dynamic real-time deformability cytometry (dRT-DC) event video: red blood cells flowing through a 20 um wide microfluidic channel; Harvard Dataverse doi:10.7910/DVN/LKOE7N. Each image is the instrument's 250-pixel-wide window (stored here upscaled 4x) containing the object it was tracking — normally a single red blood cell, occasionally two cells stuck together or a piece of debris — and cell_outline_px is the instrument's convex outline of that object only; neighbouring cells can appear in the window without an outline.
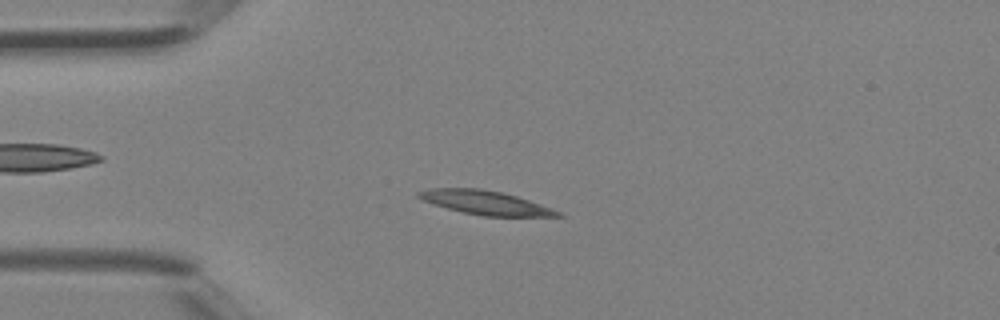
{"species": "Egyptian fruit bat (a non-hibernating species)", "species_latin": "Rousettus aegyptiacus", "temperature_condition": "room temperature", "stored_images_in_passage": 31, "camera_frame_rate_fps": 3000, "um_per_image_px": 0.085, "animal": {"sex": "female"}, "frame": {"image": 1, "passage_image": 7, "time_ms": 2.0, "image_size_px": [1000, 320], "cell_outline_px": [[564, 216], [484, 216], [464, 212], [432, 204], [416, 196], [416, 192], [428, 188], [480, 188], [504, 192], [564, 212]], "centroid_in_image_um": [41.26, 17.21], "position_along_channel_um": 43.7, "area_um2": 19.36}}
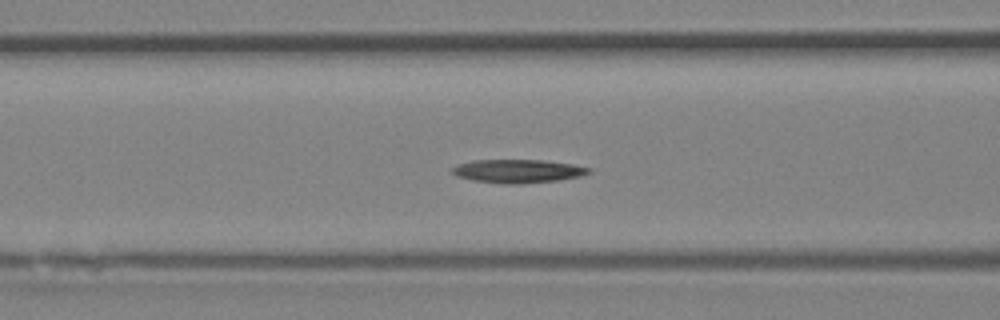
{"frame": {"image": 2, "passage_image": 13, "time_ms": 4.0, "image_size_px": [1000, 320], "cell_outline_px": [[592, 172], [580, 176], [560, 180], [524, 184], [500, 184], [472, 180], [456, 176], [448, 172], [456, 164], [472, 160], [544, 160], [572, 164], [592, 168]], "centroid_in_image_um": [43.98, 14.55], "position_along_channel_um": 122.6, "area_um2": 19.07}}
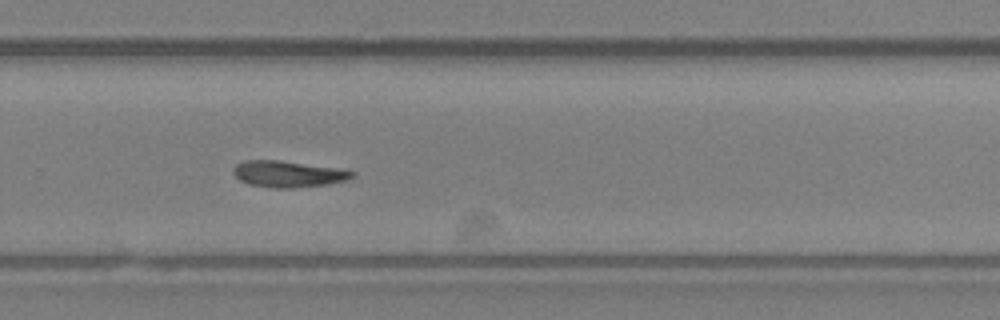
{"frame": {"image": 3, "passage_image": 24, "time_ms": 7.667, "image_size_px": [1000, 320], "cell_outline_px": [[356, 176], [344, 180], [328, 184], [292, 188], [272, 188], [248, 184], [240, 180], [232, 172], [232, 168], [236, 164], [244, 160], [280, 160], [332, 168], [356, 172]], "centroid_in_image_um": [24.42, 14.79], "position_along_channel_um": 305.4, "area_um2": 18.09}}